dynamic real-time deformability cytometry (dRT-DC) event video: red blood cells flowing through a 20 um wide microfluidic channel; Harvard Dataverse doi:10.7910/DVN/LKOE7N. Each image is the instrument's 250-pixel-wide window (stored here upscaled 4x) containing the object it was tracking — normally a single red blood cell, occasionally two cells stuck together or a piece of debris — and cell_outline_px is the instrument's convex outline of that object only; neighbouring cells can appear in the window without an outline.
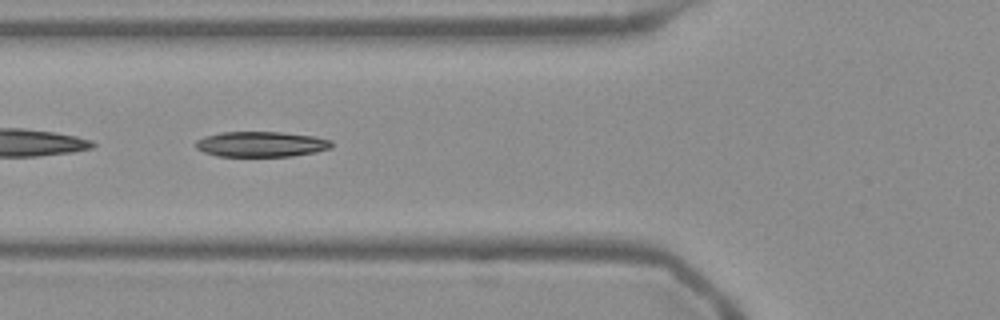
{"species": "Egyptian fruit bat (a non-hibernating species)", "species_latin": "Rousettus aegyptiacus", "temperature_condition": "warm", "stored_images_in_passage": 52, "segment_of_instrument_passage": [2, 2], "camera_frame_rate_fps": 3000, "um_per_image_px": 0.085, "frame": {"image": 1, "passage_image": 18, "time_ms": 5.667, "image_size_px": [1000, 320], "cell_outline_px": [[332, 148], [316, 152], [292, 156], [216, 156], [204, 152], [196, 148], [196, 140], [204, 136], [220, 132], [280, 132], [316, 136], [332, 140]], "centroid_in_image_um": [22.22, 12.25], "position_along_channel_um": 103.6, "area_um2": 20.23}}
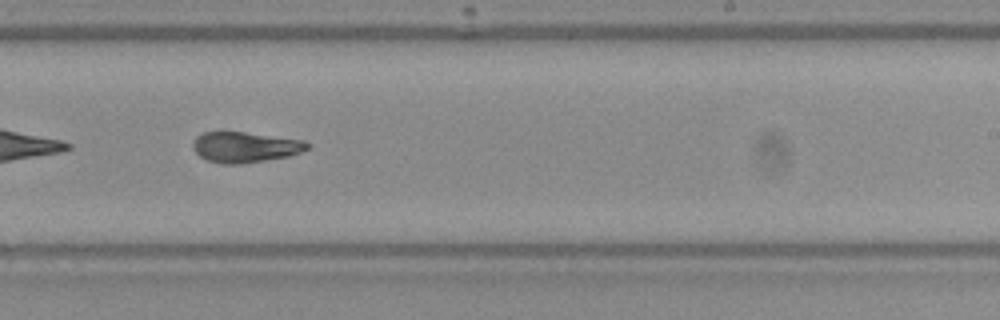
{"frame": {"image": 2, "passage_image": 31, "time_ms": 10.0, "image_size_px": [1000, 320], "cell_outline_px": [[308, 148], [300, 152], [288, 156], [240, 164], [220, 164], [204, 160], [192, 148], [192, 140], [196, 136], [204, 132], [244, 132], [304, 140], [308, 144]], "centroid_in_image_um": [20.76, 12.51], "position_along_channel_um": 268.2, "area_um2": 20.35}}
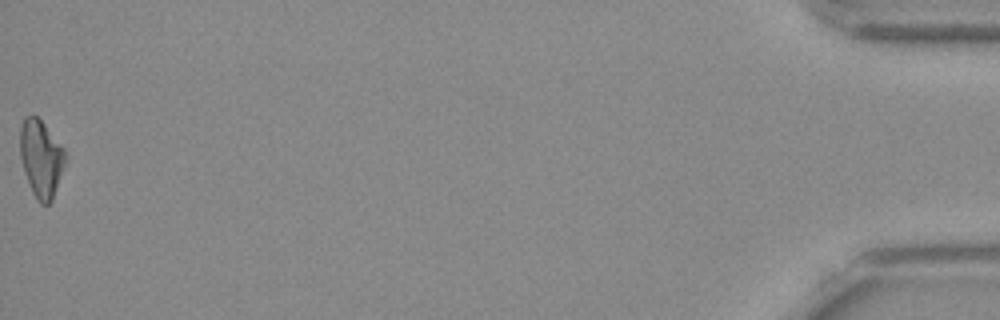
{"frame": {"image": 3, "passage_image": 52, "time_ms": 17.0, "image_size_px": [1000, 320], "cell_outline_px": [[68, 156], [52, 200], [48, 204], [40, 204], [36, 200], [32, 192], [24, 172], [20, 156], [20, 128], [24, 116], [32, 112], [44, 124], [64, 148]], "centroid_in_image_um": [3.49, 13.45], "position_along_channel_um": 431.7, "area_um2": 20.58}}